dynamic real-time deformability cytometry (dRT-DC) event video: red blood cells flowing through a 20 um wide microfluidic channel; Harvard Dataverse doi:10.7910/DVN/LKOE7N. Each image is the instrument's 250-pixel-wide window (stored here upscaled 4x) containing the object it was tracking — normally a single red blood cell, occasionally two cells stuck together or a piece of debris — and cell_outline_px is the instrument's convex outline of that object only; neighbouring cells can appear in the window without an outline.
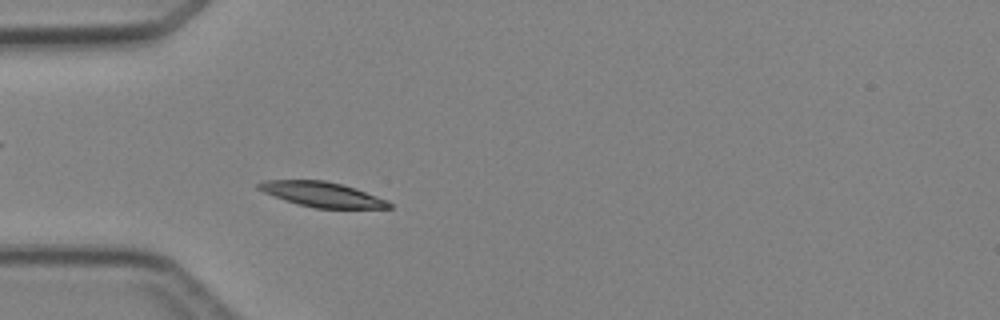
{"species": "Egyptian fruit bat (a non-hibernating species)", "species_latin": "Rousettus aegyptiacus", "temperature_condition": "cold", "stored_images_in_passage": 2, "camera_frame_rate_fps": 3000, "um_per_image_px": 0.085, "animal": {"sex": "female"}, "frame": {"image": 1, "passage_image": 2, "time_ms": 1.333, "image_size_px": [1000, 320], "cell_outline_px": [[392, 208], [316, 208], [296, 204], [284, 200], [264, 192], [256, 188], [256, 184], [268, 180], [324, 180], [340, 184], [388, 200], [392, 204]], "centroid_in_image_um": [27.35, 16.53], "position_along_channel_um": 57.7, "area_um2": 18.73}}